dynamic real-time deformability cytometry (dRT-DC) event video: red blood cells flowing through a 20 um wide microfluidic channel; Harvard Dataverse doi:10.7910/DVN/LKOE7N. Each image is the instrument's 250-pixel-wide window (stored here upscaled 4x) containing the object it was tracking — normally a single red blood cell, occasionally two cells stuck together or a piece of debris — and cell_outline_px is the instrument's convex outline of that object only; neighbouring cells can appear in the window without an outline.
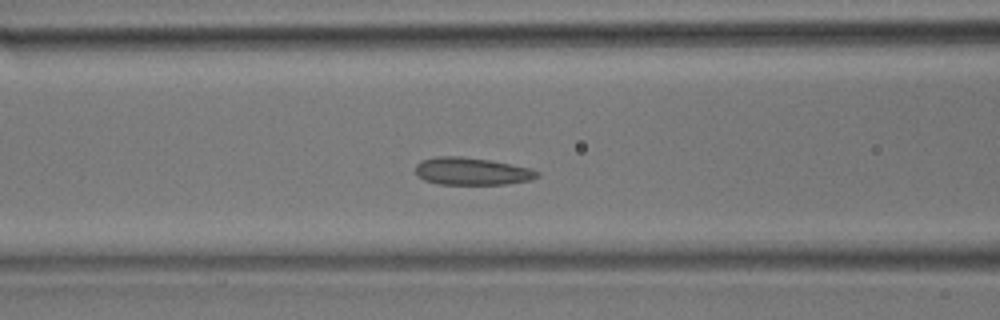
{"species": "common noctule bat (a hibernating species)", "species_latin": "Nyctalus noctula", "temperature_condition": "room temperature", "stored_images_in_passage": 34, "camera_frame_rate_fps": 3000, "um_per_image_px": 0.085, "animal": {"sex": "male", "body_mass_g": 17.9}, "frame": {"image": 1, "passage_image": 10, "time_ms": 3.0, "image_size_px": [1000, 320], "cell_outline_px": [[540, 176], [532, 180], [504, 184], [440, 184], [424, 180], [416, 176], [416, 164], [420, 160], [436, 156], [460, 156], [488, 160], [528, 168], [540, 172]], "centroid_in_image_um": [40.06, 14.56], "position_along_channel_um": 126.5, "area_um2": 19.42}}
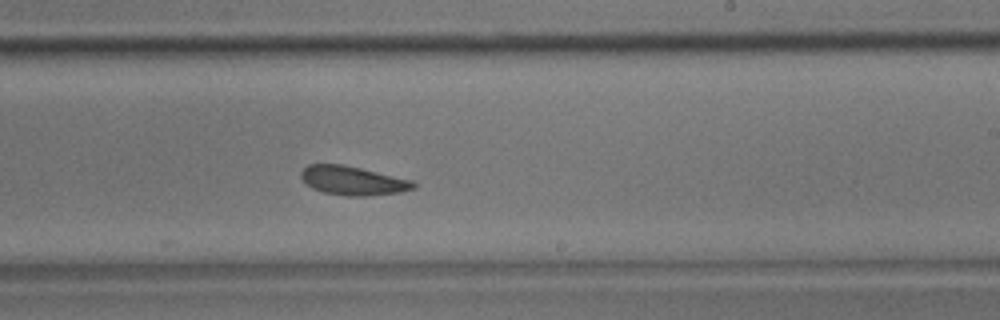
{"frame": {"image": 2, "passage_image": 18, "time_ms": 5.667, "image_size_px": [1000, 320], "cell_outline_px": [[416, 188], [400, 192], [368, 196], [348, 196], [324, 192], [312, 188], [300, 176], [300, 172], [308, 164], [340, 164], [360, 168], [412, 180], [416, 184]], "centroid_in_image_um": [30.0, 15.35], "position_along_channel_um": 259.0, "area_um2": 18.79}}
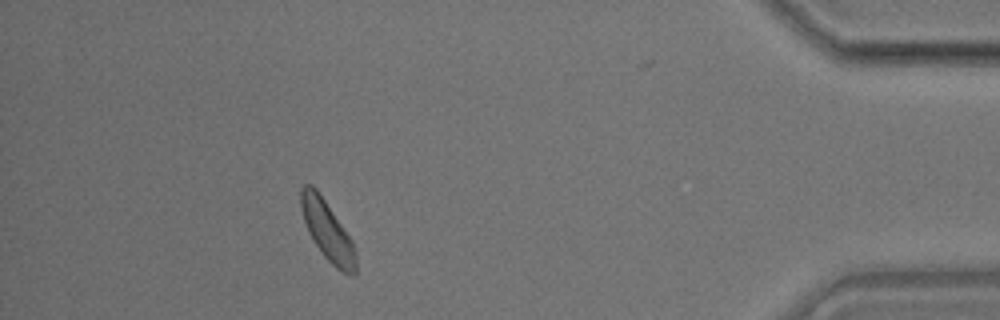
{"frame": {"image": 3, "passage_image": 30, "time_ms": 9.667, "image_size_px": [1000, 320], "cell_outline_px": [[356, 276], [352, 276], [336, 268], [324, 256], [308, 232], [300, 208], [300, 188], [304, 184], [312, 184], [316, 188], [352, 240], [356, 248]], "centroid_in_image_um": [27.83, 19.61], "position_along_channel_um": 407.4, "area_um2": 18.96}}